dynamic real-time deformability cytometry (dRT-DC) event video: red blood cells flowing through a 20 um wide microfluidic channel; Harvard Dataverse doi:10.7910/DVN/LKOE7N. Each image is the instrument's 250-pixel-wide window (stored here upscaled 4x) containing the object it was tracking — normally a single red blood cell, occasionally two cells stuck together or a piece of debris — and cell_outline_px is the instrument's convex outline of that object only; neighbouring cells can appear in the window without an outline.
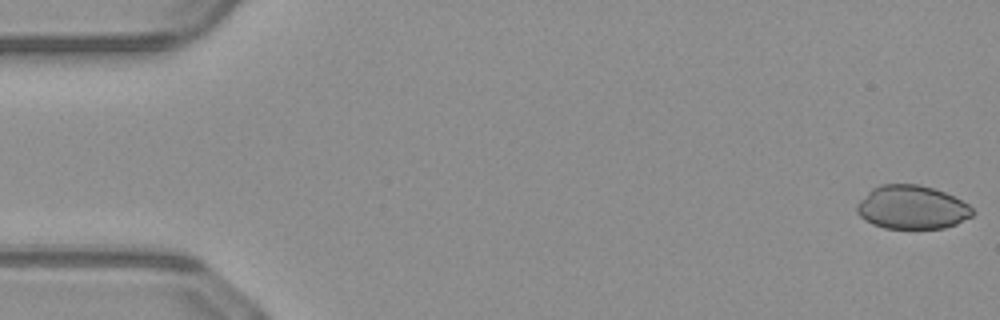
{"species": "common noctule bat (a hibernating species)", "species_latin": "Nyctalus noctula", "temperature_condition": "warm", "stored_images_in_passage": 50, "camera_frame_rate_fps": 3000, "um_per_image_px": 0.085, "animal": {"sex": "male", "body_mass_g": 23.1, "forearm_length_mm": 52.7}, "frame": {"image": 1, "passage_image": 1, "time_ms": 0.0, "image_size_px": [1000, 320], "cell_outline_px": [[972, 216], [956, 224], [944, 228], [884, 228], [872, 224], [864, 220], [856, 212], [856, 204], [872, 188], [880, 184], [920, 184], [944, 192], [968, 204], [972, 208]], "centroid_in_image_um": [77.47, 17.62], "position_along_channel_um": 7.5, "area_um2": 29.3}}